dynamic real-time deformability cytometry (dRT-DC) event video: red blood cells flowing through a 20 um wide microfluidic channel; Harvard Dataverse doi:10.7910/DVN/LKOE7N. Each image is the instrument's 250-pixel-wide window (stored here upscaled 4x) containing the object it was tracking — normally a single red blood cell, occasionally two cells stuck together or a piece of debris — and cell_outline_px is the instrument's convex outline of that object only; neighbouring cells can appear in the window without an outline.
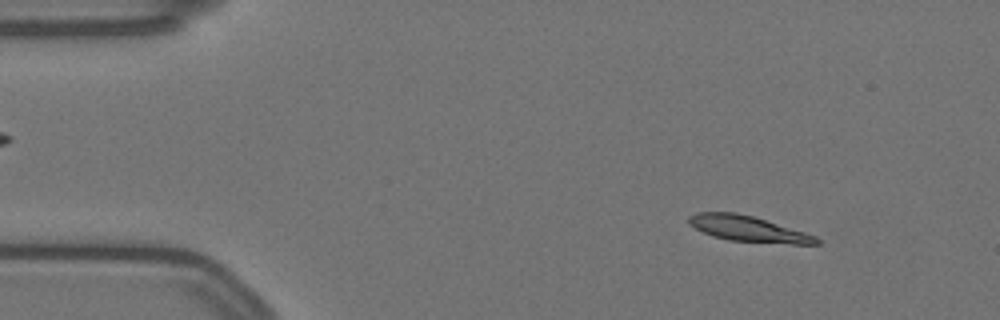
{"species": "Egyptian fruit bat (a non-hibernating species)", "species_latin": "Rousettus aegyptiacus", "temperature_condition": "warm", "stored_images_in_passage": 55, "camera_frame_rate_fps": 3000, "um_per_image_px": 0.085, "animal": {"sex": "female"}, "frame": {"image": 1, "passage_image": 3, "time_ms": 0.667, "image_size_px": [1000, 320], "cell_outline_px": [[820, 244], [792, 244], [728, 240], [712, 236], [688, 224], [688, 216], [696, 212], [736, 212], [752, 216], [804, 232], [816, 236], [820, 240]], "centroid_in_image_um": [63.57, 19.45], "position_along_channel_um": 21.4, "area_um2": 18.96}}
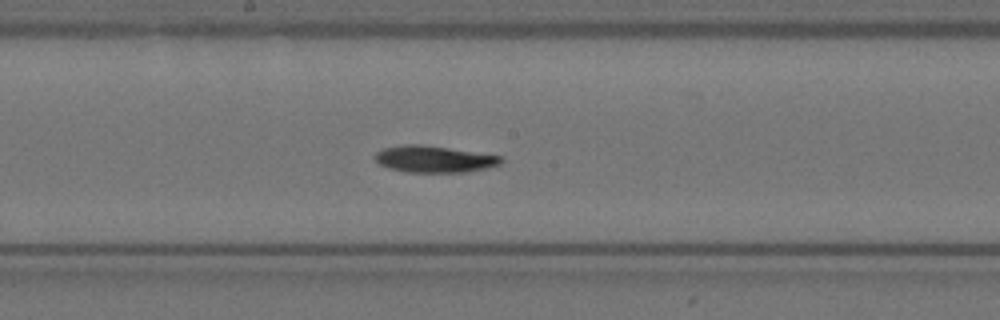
{"frame": {"image": 2, "passage_image": 26, "time_ms": 8.333, "image_size_px": [1000, 320], "cell_outline_px": [[504, 160], [500, 164], [468, 172], [408, 172], [388, 168], [380, 164], [372, 156], [376, 152], [384, 148], [404, 144], [420, 144], [448, 148], [500, 156]], "centroid_in_image_um": [36.85, 13.52], "position_along_channel_um": 211.3, "area_um2": 19.42}}
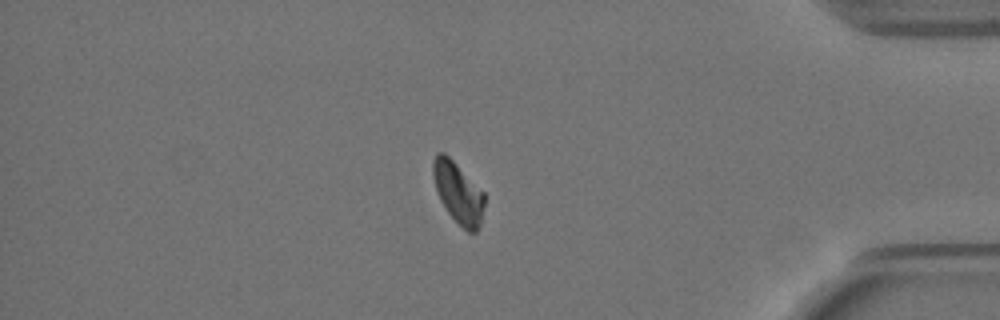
{"frame": {"image": 3, "passage_image": 45, "time_ms": 14.667, "image_size_px": [1000, 320], "cell_outline_px": [[484, 204], [480, 224], [476, 232], [468, 232], [448, 212], [440, 200], [432, 176], [432, 160], [436, 152], [444, 152], [484, 192]], "centroid_in_image_um": [38.92, 16.35], "position_along_channel_um": 396.3, "area_um2": 18.03}}